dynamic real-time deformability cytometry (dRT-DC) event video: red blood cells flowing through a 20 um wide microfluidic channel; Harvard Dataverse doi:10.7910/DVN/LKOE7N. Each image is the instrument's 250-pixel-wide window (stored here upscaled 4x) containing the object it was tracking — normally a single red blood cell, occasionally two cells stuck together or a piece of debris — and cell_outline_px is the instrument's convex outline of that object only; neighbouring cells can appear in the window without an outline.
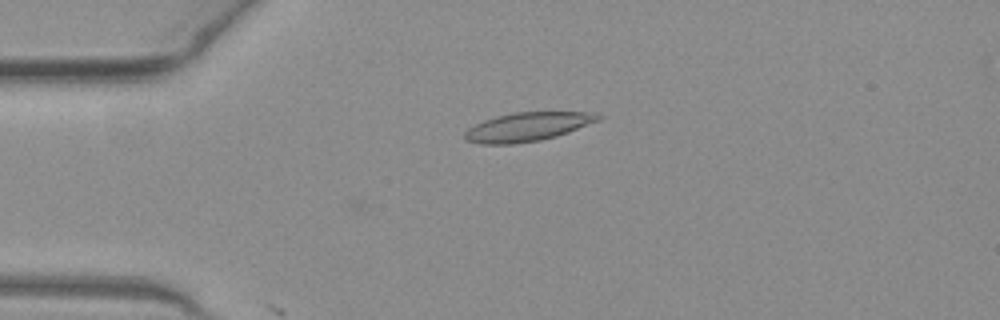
{"species": "common noctule bat (a hibernating species)", "species_latin": "Nyctalus noctula", "temperature_condition": "warm", "stored_images_in_passage": 6, "camera_frame_rate_fps": 3000, "um_per_image_px": 0.085, "animal": {"sex": "female", "body_mass_g": 19.3, "forearm_length_mm": 54.1}, "frame": {"image": 1, "passage_image": 4, "time_ms": 1.0, "image_size_px": [1000, 320], "cell_outline_px": [[604, 116], [600, 120], [568, 132], [556, 136], [540, 140], [512, 144], [480, 144], [464, 140], [464, 132], [468, 128], [484, 120], [496, 116], [512, 112], [592, 112]], "centroid_in_image_um": [44.83, 10.77], "position_along_channel_um": 40.2, "area_um2": 22.43}}